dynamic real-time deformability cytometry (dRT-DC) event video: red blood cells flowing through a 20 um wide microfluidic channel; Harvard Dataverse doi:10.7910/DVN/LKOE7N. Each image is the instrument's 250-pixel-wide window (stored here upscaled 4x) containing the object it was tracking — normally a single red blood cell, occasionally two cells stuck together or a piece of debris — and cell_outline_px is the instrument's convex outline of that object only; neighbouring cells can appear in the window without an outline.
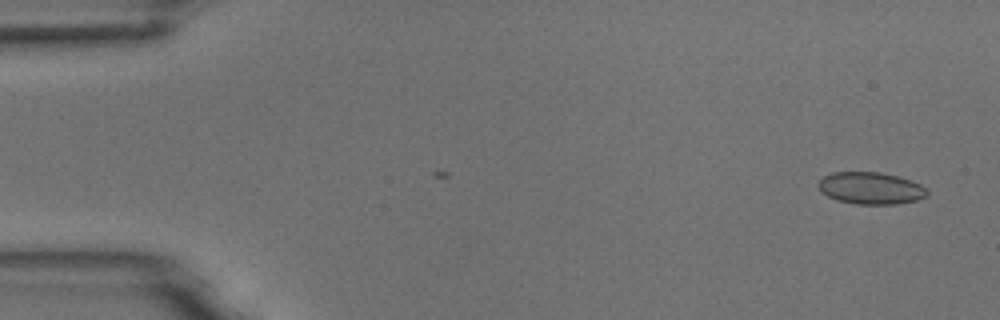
{"species": "common noctule bat (a hibernating species)", "species_latin": "Nyctalus noctula", "temperature_condition": "room temperature", "stored_images_in_passage": 3, "camera_frame_rate_fps": 3000, "um_per_image_px": 0.085, "animal": {"sex": "male", "body_mass_g": 18.8}, "frame": {"image": 1, "passage_image": 3, "time_ms": 0.667, "image_size_px": [1000, 320], "cell_outline_px": [[928, 192], [924, 196], [916, 200], [896, 204], [856, 204], [836, 200], [820, 192], [816, 184], [824, 176], [832, 172], [880, 172], [896, 176], [920, 184]], "centroid_in_image_um": [73.94, 15.99], "position_along_channel_um": 11.1, "area_um2": 20.17}}